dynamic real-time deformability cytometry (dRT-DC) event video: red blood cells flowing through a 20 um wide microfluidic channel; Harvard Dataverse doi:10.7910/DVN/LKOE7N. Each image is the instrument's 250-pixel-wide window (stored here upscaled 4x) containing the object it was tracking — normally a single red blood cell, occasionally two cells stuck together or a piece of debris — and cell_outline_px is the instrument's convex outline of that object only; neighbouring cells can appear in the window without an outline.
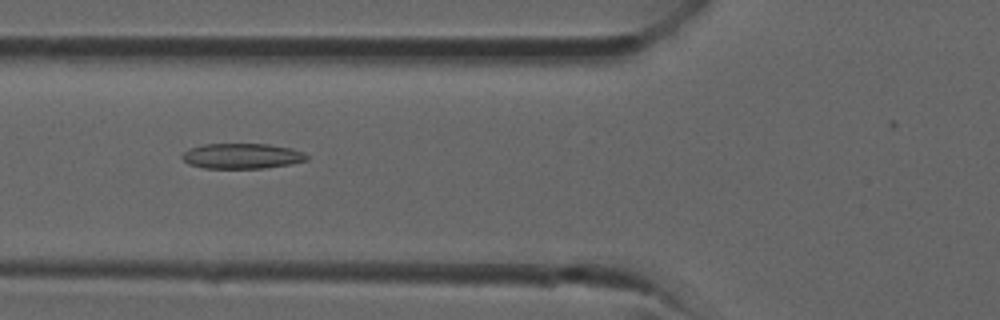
{"species": "common noctule bat (a hibernating species)", "species_latin": "Nyctalus noctula", "temperature_condition": "room temperature", "stored_images_in_passage": 37, "camera_frame_rate_fps": 3000, "um_per_image_px": 0.085, "animal": {"sex": "male", "forearm_length_mm": 52.5}, "frame": {"image": 1, "passage_image": 14, "time_ms": 4.333, "image_size_px": [1000, 320], "cell_outline_px": [[308, 160], [292, 164], [264, 168], [204, 168], [188, 164], [180, 156], [184, 152], [192, 148], [204, 144], [268, 144], [292, 148], [304, 152], [308, 156]], "centroid_in_image_um": [20.6, 13.26], "position_along_channel_um": 105.2, "area_um2": 18.44}}
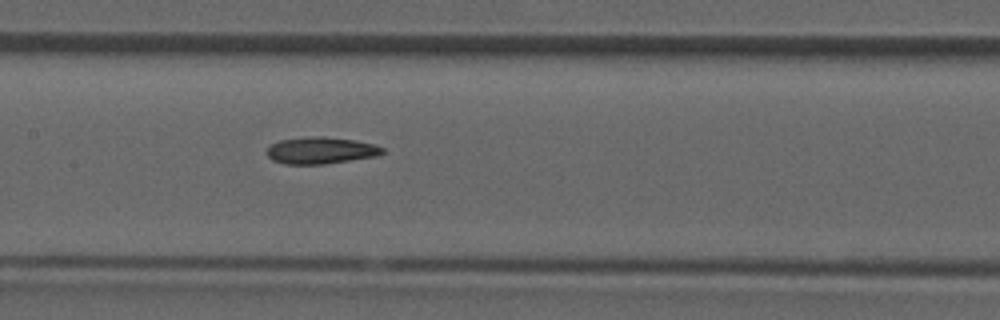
{"frame": {"image": 2, "passage_image": 18, "time_ms": 5.667, "image_size_px": [1000, 320], "cell_outline_px": [[384, 152], [376, 156], [324, 164], [284, 164], [272, 160], [268, 156], [268, 148], [272, 144], [280, 140], [312, 136], [324, 136], [352, 140], [372, 144], [384, 148]], "centroid_in_image_um": [27.25, 12.79], "position_along_channel_um": 180.1, "area_um2": 17.8}}
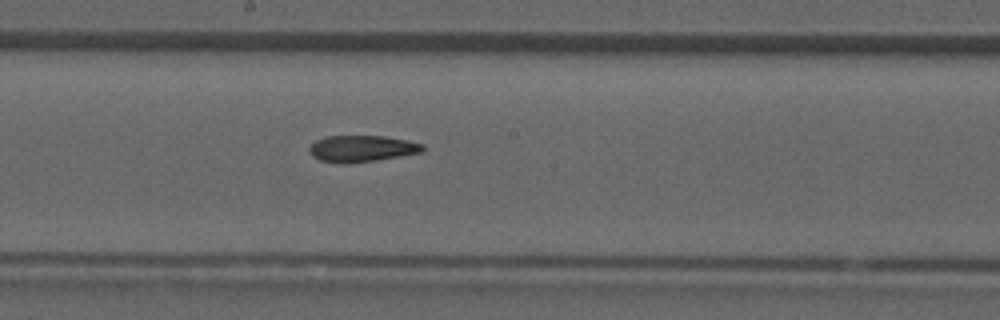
{"frame": {"image": 3, "passage_image": 20, "time_ms": 6.333, "image_size_px": [1000, 320], "cell_outline_px": [[424, 152], [376, 160], [344, 164], [320, 160], [312, 156], [308, 152], [308, 148], [316, 140], [324, 136], [384, 136], [408, 140], [424, 144]], "centroid_in_image_um": [30.75, 12.63], "position_along_channel_um": 217.4, "area_um2": 17.63}}